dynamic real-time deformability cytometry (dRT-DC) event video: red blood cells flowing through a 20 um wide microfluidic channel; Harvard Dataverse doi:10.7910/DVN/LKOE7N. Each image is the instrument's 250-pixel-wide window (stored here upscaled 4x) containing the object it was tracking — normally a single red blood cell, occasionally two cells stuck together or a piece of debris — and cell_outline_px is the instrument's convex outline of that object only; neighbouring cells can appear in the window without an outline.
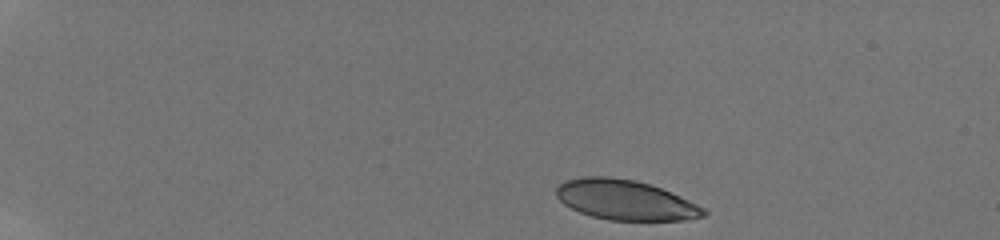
{"species": "human", "species_latin": "Homo sapiens", "temperature_condition": "room temperature", "stored_images_in_passage": 13, "camera_frame_rate_fps": 3000, "um_per_image_px": 0.085, "donor": {"sex": "male"}, "frame": {"image": 1, "passage_image": 1, "time_ms": 0.0, "image_size_px": [1000, 240], "cell_outline_px": [[708, 212], [704, 216], [688, 220], [608, 220], [592, 216], [580, 212], [564, 204], [556, 196], [556, 188], [564, 180], [584, 176], [608, 176], [636, 180], [660, 188], [688, 200], [704, 208]], "centroid_in_image_um": [53.13, 16.99], "position_along_channel_um": 31.9, "area_um2": 34.22}}
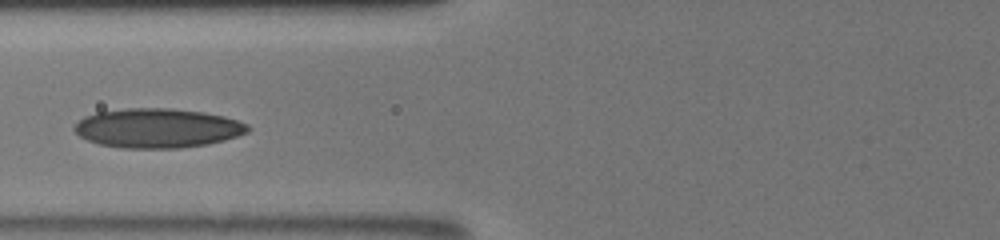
{"frame": {"image": 2, "passage_image": 9, "time_ms": 5.0, "image_size_px": [1000, 240], "cell_outline_px": [[252, 128], [248, 132], [224, 140], [208, 144], [180, 148], [124, 148], [100, 144], [88, 140], [80, 136], [72, 128], [84, 116], [96, 112], [128, 108], [172, 108], [204, 112], [224, 116], [248, 124]], "centroid_in_image_um": [13.4, 10.88], "position_along_channel_um": 112.4, "area_um2": 39.82}}
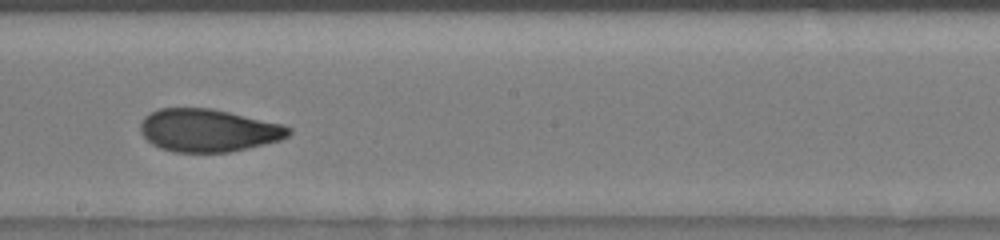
{"frame": {"image": 3, "passage_image": 12, "time_ms": 8.0, "image_size_px": [1000, 240], "cell_outline_px": [[292, 132], [288, 136], [280, 140], [248, 148], [228, 152], [176, 152], [160, 148], [152, 144], [140, 132], [140, 124], [144, 116], [160, 108], [212, 108], [284, 124], [292, 128]], "centroid_in_image_um": [17.72, 11.07], "position_along_channel_um": 230.5, "area_um2": 37.05}}